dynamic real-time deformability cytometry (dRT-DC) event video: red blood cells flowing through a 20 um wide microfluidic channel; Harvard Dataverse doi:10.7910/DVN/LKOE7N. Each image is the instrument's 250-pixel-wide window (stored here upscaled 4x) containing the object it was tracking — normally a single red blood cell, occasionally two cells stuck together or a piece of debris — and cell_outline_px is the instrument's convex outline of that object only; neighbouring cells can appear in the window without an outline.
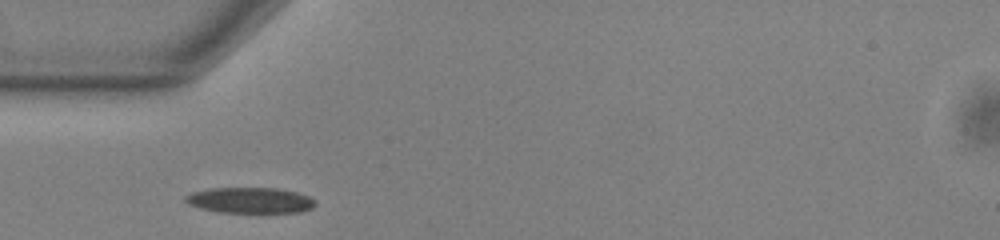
{"species": "common noctule bat (a hibernating species)", "species_latin": "Nyctalus noctula", "temperature_condition": "warm", "stored_images_in_passage": 37, "camera_frame_rate_fps": 3000, "um_per_image_px": 0.085, "animal": {"sex": "male", "body_mass_g": 13.0, "forearm_length_mm": 53.1}, "frame": {"image": 1, "passage_image": 1, "time_ms": 0.0, "image_size_px": [1000, 240], "cell_outline_px": [[316, 204], [312, 208], [300, 212], [220, 212], [200, 208], [188, 204], [184, 200], [184, 196], [192, 192], [208, 188], [276, 188], [296, 192], [308, 196], [316, 200]], "centroid_in_image_um": [21.24, 17.02], "position_along_channel_um": 63.8, "area_um2": 19.48}}
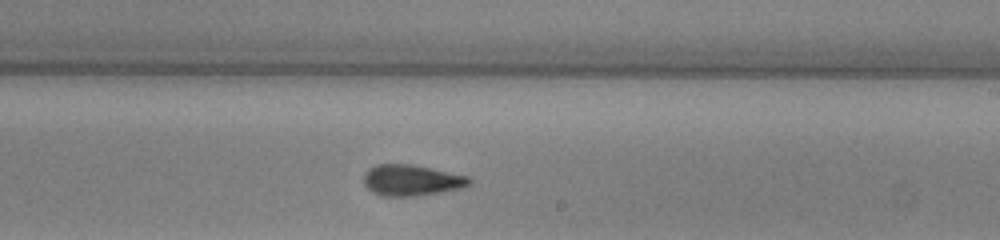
{"frame": {"image": 2, "passage_image": 16, "time_ms": 5.0, "image_size_px": [1000, 240], "cell_outline_px": [[472, 180], [464, 188], [444, 192], [416, 196], [384, 196], [372, 192], [364, 184], [364, 172], [368, 168], [376, 164], [412, 164], [468, 176]], "centroid_in_image_um": [34.97, 15.32], "position_along_channel_um": 254.0, "area_um2": 19.25}}
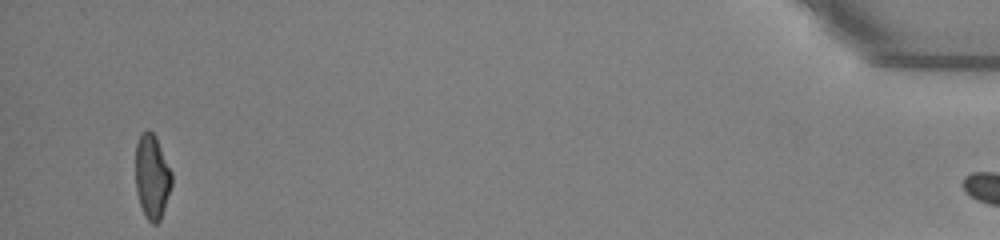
{"frame": {"image": 3, "passage_image": 36, "time_ms": 11.667, "image_size_px": [1000, 240], "cell_outline_px": [[172, 184], [160, 220], [156, 224], [152, 224], [148, 220], [140, 204], [136, 188], [136, 144], [140, 132], [148, 128], [156, 136], [172, 172]], "centroid_in_image_um": [12.92, 14.96], "position_along_channel_um": 422.3, "area_um2": 17.8}}